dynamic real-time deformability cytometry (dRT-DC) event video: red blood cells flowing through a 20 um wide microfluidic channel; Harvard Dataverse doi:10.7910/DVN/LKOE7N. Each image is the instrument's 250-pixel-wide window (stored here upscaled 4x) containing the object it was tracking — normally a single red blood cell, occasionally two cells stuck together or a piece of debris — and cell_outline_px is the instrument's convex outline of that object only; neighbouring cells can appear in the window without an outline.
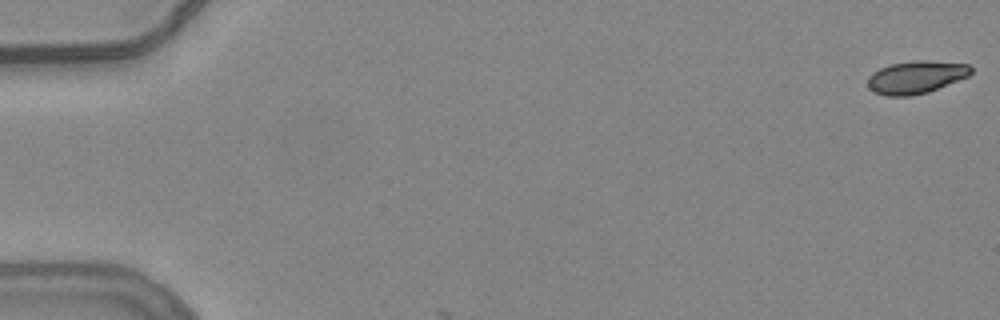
{"species": "common noctule bat (a hibernating species)", "species_latin": "Nyctalus noctula", "temperature_condition": "warm", "stored_images_in_passage": 4, "camera_frame_rate_fps": 3000, "um_per_image_px": 0.085, "animal": {"sex": "female", "body_mass_g": 24.6, "forearm_length_mm": 56.2}, "frame": {"image": 1, "passage_image": 1, "time_ms": 0.0, "image_size_px": [1000, 320], "cell_outline_px": [[972, 72], [968, 76], [928, 92], [912, 96], [888, 96], [876, 92], [868, 88], [868, 76], [872, 72], [888, 64], [912, 60], [924, 60], [968, 64], [972, 68]], "centroid_in_image_um": [77.84, 6.55], "position_along_channel_um": 7.2, "area_um2": 19.71}}